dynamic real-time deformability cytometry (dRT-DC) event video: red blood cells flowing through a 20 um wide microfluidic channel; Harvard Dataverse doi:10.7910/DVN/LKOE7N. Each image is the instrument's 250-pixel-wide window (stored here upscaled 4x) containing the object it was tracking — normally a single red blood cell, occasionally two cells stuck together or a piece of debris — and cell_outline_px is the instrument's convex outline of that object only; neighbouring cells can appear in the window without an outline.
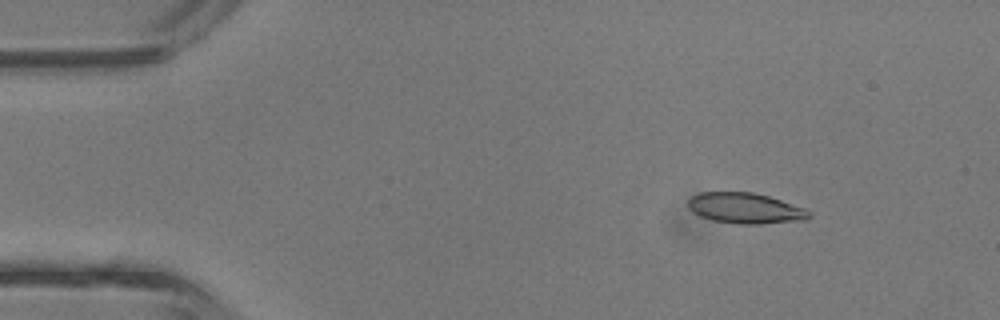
{"species": "common noctule bat (a hibernating species)", "species_latin": "Nyctalus noctula", "temperature_condition": "room temperature", "stored_images_in_passage": 43, "camera_frame_rate_fps": 3000, "um_per_image_px": 0.085, "animal": {"sex": "male", "body_mass_g": 13.3}, "frame": {"image": 1, "passage_image": 6, "time_ms": 1.667, "image_size_px": [1000, 320], "cell_outline_px": [[812, 216], [808, 220], [760, 224], [736, 224], [712, 220], [700, 216], [692, 212], [688, 208], [688, 200], [692, 196], [700, 192], [752, 192], [768, 196], [804, 208], [812, 212]], "centroid_in_image_um": [63.36, 17.71], "position_along_channel_um": 21.6, "area_um2": 21.79}}
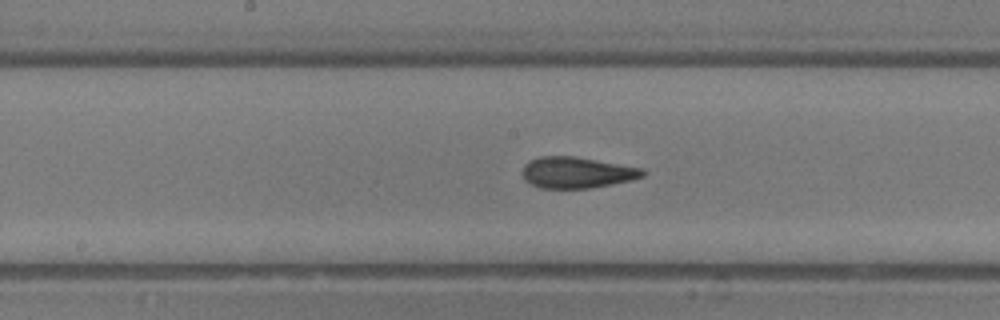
{"frame": {"image": 2, "passage_image": 22, "time_ms": 7.0, "image_size_px": [1000, 320], "cell_outline_px": [[648, 172], [644, 176], [632, 180], [588, 188], [540, 188], [524, 180], [524, 164], [528, 160], [540, 156], [576, 156], [644, 168]], "centroid_in_image_um": [49.07, 14.65], "position_along_channel_um": 199.1, "area_um2": 21.96}}
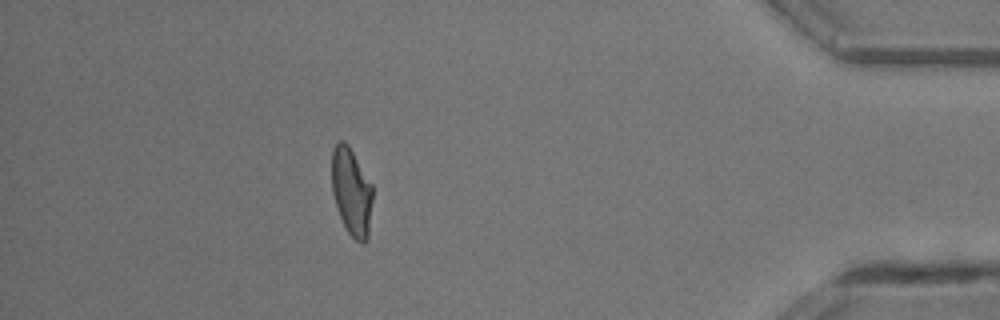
{"frame": {"image": 3, "passage_image": 38, "time_ms": 12.333, "image_size_px": [1000, 320], "cell_outline_px": [[372, 200], [368, 236], [364, 244], [360, 244], [348, 232], [340, 216], [332, 192], [332, 148], [340, 140], [344, 140], [348, 144], [372, 184]], "centroid_in_image_um": [29.88, 16.28], "position_along_channel_um": 405.3, "area_um2": 20.75}, "authors_computed_cell_mechanics": {"area_um2": 21.6172, "velocity_mm_per_s": 4.8365, "shape_relaxation_time_tau1_ms": 5.6023, "shape_relaxation_time_tau2_ms": 0.9944, "deformation_change_tau1": 0.1916, "deformation_change_tau2": 0.0711}}